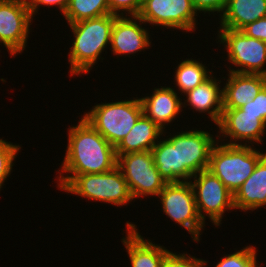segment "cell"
<instances>
[{
	"label": "cell",
	"mask_w": 266,
	"mask_h": 267,
	"mask_svg": "<svg viewBox=\"0 0 266 267\" xmlns=\"http://www.w3.org/2000/svg\"><path fill=\"white\" fill-rule=\"evenodd\" d=\"M67 136L59 175L104 173L117 166L115 147L82 116L77 125L68 126Z\"/></svg>",
	"instance_id": "obj_1"
},
{
	"label": "cell",
	"mask_w": 266,
	"mask_h": 267,
	"mask_svg": "<svg viewBox=\"0 0 266 267\" xmlns=\"http://www.w3.org/2000/svg\"><path fill=\"white\" fill-rule=\"evenodd\" d=\"M117 17L114 14H107L67 25L73 34L67 54L70 75L73 77L87 75L100 60L103 62L105 58L102 54L108 53L107 48L110 49L111 31Z\"/></svg>",
	"instance_id": "obj_2"
},
{
	"label": "cell",
	"mask_w": 266,
	"mask_h": 267,
	"mask_svg": "<svg viewBox=\"0 0 266 267\" xmlns=\"http://www.w3.org/2000/svg\"><path fill=\"white\" fill-rule=\"evenodd\" d=\"M55 179L57 189L90 201L120 208L135 202L118 166L104 173L58 175Z\"/></svg>",
	"instance_id": "obj_3"
},
{
	"label": "cell",
	"mask_w": 266,
	"mask_h": 267,
	"mask_svg": "<svg viewBox=\"0 0 266 267\" xmlns=\"http://www.w3.org/2000/svg\"><path fill=\"white\" fill-rule=\"evenodd\" d=\"M263 151L254 146L228 145L217 141L207 170L235 194L266 155V149Z\"/></svg>",
	"instance_id": "obj_4"
},
{
	"label": "cell",
	"mask_w": 266,
	"mask_h": 267,
	"mask_svg": "<svg viewBox=\"0 0 266 267\" xmlns=\"http://www.w3.org/2000/svg\"><path fill=\"white\" fill-rule=\"evenodd\" d=\"M143 115L140 98L132 97L94 104L81 116L86 119L112 146L116 147Z\"/></svg>",
	"instance_id": "obj_5"
},
{
	"label": "cell",
	"mask_w": 266,
	"mask_h": 267,
	"mask_svg": "<svg viewBox=\"0 0 266 267\" xmlns=\"http://www.w3.org/2000/svg\"><path fill=\"white\" fill-rule=\"evenodd\" d=\"M216 43L226 51L227 71L266 76V43L246 36L241 30L217 29ZM218 40V42H217ZM229 66V67H228ZM236 67V68H235ZM229 69V70H228Z\"/></svg>",
	"instance_id": "obj_6"
},
{
	"label": "cell",
	"mask_w": 266,
	"mask_h": 267,
	"mask_svg": "<svg viewBox=\"0 0 266 267\" xmlns=\"http://www.w3.org/2000/svg\"><path fill=\"white\" fill-rule=\"evenodd\" d=\"M161 211L175 224L190 234L193 242H200L202 231L207 223L200 218L192 185L189 181L167 183L157 195Z\"/></svg>",
	"instance_id": "obj_7"
},
{
	"label": "cell",
	"mask_w": 266,
	"mask_h": 267,
	"mask_svg": "<svg viewBox=\"0 0 266 267\" xmlns=\"http://www.w3.org/2000/svg\"><path fill=\"white\" fill-rule=\"evenodd\" d=\"M189 182L202 221L209 219L215 228L222 225L224 213L235 210L234 194L209 170L194 174Z\"/></svg>",
	"instance_id": "obj_8"
},
{
	"label": "cell",
	"mask_w": 266,
	"mask_h": 267,
	"mask_svg": "<svg viewBox=\"0 0 266 267\" xmlns=\"http://www.w3.org/2000/svg\"><path fill=\"white\" fill-rule=\"evenodd\" d=\"M116 156L117 166L128 184L134 201L139 198L143 199V197H157L167 184L154 164L151 151L131 152Z\"/></svg>",
	"instance_id": "obj_9"
},
{
	"label": "cell",
	"mask_w": 266,
	"mask_h": 267,
	"mask_svg": "<svg viewBox=\"0 0 266 267\" xmlns=\"http://www.w3.org/2000/svg\"><path fill=\"white\" fill-rule=\"evenodd\" d=\"M137 16L148 26L179 30L185 34L196 31L197 18L200 17L191 0H148L142 4Z\"/></svg>",
	"instance_id": "obj_10"
},
{
	"label": "cell",
	"mask_w": 266,
	"mask_h": 267,
	"mask_svg": "<svg viewBox=\"0 0 266 267\" xmlns=\"http://www.w3.org/2000/svg\"><path fill=\"white\" fill-rule=\"evenodd\" d=\"M185 129L178 131L179 182L190 181L194 174L208 169L212 148L218 141L217 132L214 135L205 128Z\"/></svg>",
	"instance_id": "obj_11"
},
{
	"label": "cell",
	"mask_w": 266,
	"mask_h": 267,
	"mask_svg": "<svg viewBox=\"0 0 266 267\" xmlns=\"http://www.w3.org/2000/svg\"><path fill=\"white\" fill-rule=\"evenodd\" d=\"M216 126L218 141L224 144L261 146L266 139V125L258 115L246 113L241 108L223 109L221 120Z\"/></svg>",
	"instance_id": "obj_12"
},
{
	"label": "cell",
	"mask_w": 266,
	"mask_h": 267,
	"mask_svg": "<svg viewBox=\"0 0 266 267\" xmlns=\"http://www.w3.org/2000/svg\"><path fill=\"white\" fill-rule=\"evenodd\" d=\"M33 19L26 2L0 1V45L10 57L26 50Z\"/></svg>",
	"instance_id": "obj_13"
},
{
	"label": "cell",
	"mask_w": 266,
	"mask_h": 267,
	"mask_svg": "<svg viewBox=\"0 0 266 267\" xmlns=\"http://www.w3.org/2000/svg\"><path fill=\"white\" fill-rule=\"evenodd\" d=\"M147 26L138 16H118L115 19L111 31L110 50L116 59L123 56L131 58L136 53L138 55L151 48L153 43L150 38L154 34L150 33Z\"/></svg>",
	"instance_id": "obj_14"
},
{
	"label": "cell",
	"mask_w": 266,
	"mask_h": 267,
	"mask_svg": "<svg viewBox=\"0 0 266 267\" xmlns=\"http://www.w3.org/2000/svg\"><path fill=\"white\" fill-rule=\"evenodd\" d=\"M152 89V94L140 97L143 114L165 131L167 126L168 128L173 126V122L179 119V116L183 118L181 115V112L184 111L182 108L183 100L181 95L170 85H160Z\"/></svg>",
	"instance_id": "obj_15"
},
{
	"label": "cell",
	"mask_w": 266,
	"mask_h": 267,
	"mask_svg": "<svg viewBox=\"0 0 266 267\" xmlns=\"http://www.w3.org/2000/svg\"><path fill=\"white\" fill-rule=\"evenodd\" d=\"M222 82L223 80L212 73L204 82L183 95L182 108L189 106L188 109L192 110L193 114L198 112L204 113L203 116L208 115L207 118L216 126L223 111Z\"/></svg>",
	"instance_id": "obj_16"
},
{
	"label": "cell",
	"mask_w": 266,
	"mask_h": 267,
	"mask_svg": "<svg viewBox=\"0 0 266 267\" xmlns=\"http://www.w3.org/2000/svg\"><path fill=\"white\" fill-rule=\"evenodd\" d=\"M125 224V236L121 242L126 249L130 267H162L169 249L143 237L136 224L129 221Z\"/></svg>",
	"instance_id": "obj_17"
},
{
	"label": "cell",
	"mask_w": 266,
	"mask_h": 267,
	"mask_svg": "<svg viewBox=\"0 0 266 267\" xmlns=\"http://www.w3.org/2000/svg\"><path fill=\"white\" fill-rule=\"evenodd\" d=\"M228 72L222 77L223 109L241 108L250 103L266 85V76L260 74H243Z\"/></svg>",
	"instance_id": "obj_18"
},
{
	"label": "cell",
	"mask_w": 266,
	"mask_h": 267,
	"mask_svg": "<svg viewBox=\"0 0 266 267\" xmlns=\"http://www.w3.org/2000/svg\"><path fill=\"white\" fill-rule=\"evenodd\" d=\"M234 207L246 213L266 207V155L235 192Z\"/></svg>",
	"instance_id": "obj_19"
},
{
	"label": "cell",
	"mask_w": 266,
	"mask_h": 267,
	"mask_svg": "<svg viewBox=\"0 0 266 267\" xmlns=\"http://www.w3.org/2000/svg\"><path fill=\"white\" fill-rule=\"evenodd\" d=\"M263 17H266V0H227L217 28L241 30Z\"/></svg>",
	"instance_id": "obj_20"
},
{
	"label": "cell",
	"mask_w": 266,
	"mask_h": 267,
	"mask_svg": "<svg viewBox=\"0 0 266 267\" xmlns=\"http://www.w3.org/2000/svg\"><path fill=\"white\" fill-rule=\"evenodd\" d=\"M163 132V136L154 145L151 152L154 164L166 183H179L178 132ZM168 134V135H166Z\"/></svg>",
	"instance_id": "obj_21"
},
{
	"label": "cell",
	"mask_w": 266,
	"mask_h": 267,
	"mask_svg": "<svg viewBox=\"0 0 266 267\" xmlns=\"http://www.w3.org/2000/svg\"><path fill=\"white\" fill-rule=\"evenodd\" d=\"M163 132V129L143 114L129 133L115 147L116 155L151 151L163 136Z\"/></svg>",
	"instance_id": "obj_22"
},
{
	"label": "cell",
	"mask_w": 266,
	"mask_h": 267,
	"mask_svg": "<svg viewBox=\"0 0 266 267\" xmlns=\"http://www.w3.org/2000/svg\"><path fill=\"white\" fill-rule=\"evenodd\" d=\"M190 58L187 57L180 62L176 61L177 66L174 68L176 69L173 75L175 80H173L174 86L171 87L176 92L179 91L181 97L196 88L213 73V70L210 71L205 62Z\"/></svg>",
	"instance_id": "obj_23"
},
{
	"label": "cell",
	"mask_w": 266,
	"mask_h": 267,
	"mask_svg": "<svg viewBox=\"0 0 266 267\" xmlns=\"http://www.w3.org/2000/svg\"><path fill=\"white\" fill-rule=\"evenodd\" d=\"M107 14H111L108 0H70L62 17L67 24H72Z\"/></svg>",
	"instance_id": "obj_24"
},
{
	"label": "cell",
	"mask_w": 266,
	"mask_h": 267,
	"mask_svg": "<svg viewBox=\"0 0 266 267\" xmlns=\"http://www.w3.org/2000/svg\"><path fill=\"white\" fill-rule=\"evenodd\" d=\"M243 249L237 250L230 254L221 256L220 261L214 267H262L263 264H258L257 248L254 245H246ZM259 265V266H258Z\"/></svg>",
	"instance_id": "obj_25"
},
{
	"label": "cell",
	"mask_w": 266,
	"mask_h": 267,
	"mask_svg": "<svg viewBox=\"0 0 266 267\" xmlns=\"http://www.w3.org/2000/svg\"><path fill=\"white\" fill-rule=\"evenodd\" d=\"M21 148V145L13 144L0 137V191L7 182V178L11 176L15 159L21 152Z\"/></svg>",
	"instance_id": "obj_26"
},
{
	"label": "cell",
	"mask_w": 266,
	"mask_h": 267,
	"mask_svg": "<svg viewBox=\"0 0 266 267\" xmlns=\"http://www.w3.org/2000/svg\"><path fill=\"white\" fill-rule=\"evenodd\" d=\"M209 260L196 258L187 252L168 251L165 254L162 267H208Z\"/></svg>",
	"instance_id": "obj_27"
},
{
	"label": "cell",
	"mask_w": 266,
	"mask_h": 267,
	"mask_svg": "<svg viewBox=\"0 0 266 267\" xmlns=\"http://www.w3.org/2000/svg\"><path fill=\"white\" fill-rule=\"evenodd\" d=\"M110 13L117 16H137L141 10L140 0H108Z\"/></svg>",
	"instance_id": "obj_28"
},
{
	"label": "cell",
	"mask_w": 266,
	"mask_h": 267,
	"mask_svg": "<svg viewBox=\"0 0 266 267\" xmlns=\"http://www.w3.org/2000/svg\"><path fill=\"white\" fill-rule=\"evenodd\" d=\"M191 2L198 15L202 13L203 16H207L205 15L207 13L209 14L208 16L213 14L214 17L215 15L220 17L225 9L227 0H191Z\"/></svg>",
	"instance_id": "obj_29"
},
{
	"label": "cell",
	"mask_w": 266,
	"mask_h": 267,
	"mask_svg": "<svg viewBox=\"0 0 266 267\" xmlns=\"http://www.w3.org/2000/svg\"><path fill=\"white\" fill-rule=\"evenodd\" d=\"M241 109L246 113L257 114L258 118L266 125V85L252 102L243 105Z\"/></svg>",
	"instance_id": "obj_30"
},
{
	"label": "cell",
	"mask_w": 266,
	"mask_h": 267,
	"mask_svg": "<svg viewBox=\"0 0 266 267\" xmlns=\"http://www.w3.org/2000/svg\"><path fill=\"white\" fill-rule=\"evenodd\" d=\"M70 0H27L26 4L30 10L31 16L34 18L36 14H40V8L47 7L48 10L50 7H55L57 10H60L63 15L65 10L68 7Z\"/></svg>",
	"instance_id": "obj_31"
},
{
	"label": "cell",
	"mask_w": 266,
	"mask_h": 267,
	"mask_svg": "<svg viewBox=\"0 0 266 267\" xmlns=\"http://www.w3.org/2000/svg\"><path fill=\"white\" fill-rule=\"evenodd\" d=\"M241 31L248 37L259 39L266 43V17L246 25Z\"/></svg>",
	"instance_id": "obj_32"
},
{
	"label": "cell",
	"mask_w": 266,
	"mask_h": 267,
	"mask_svg": "<svg viewBox=\"0 0 266 267\" xmlns=\"http://www.w3.org/2000/svg\"><path fill=\"white\" fill-rule=\"evenodd\" d=\"M0 1H16V2H26L27 0H0Z\"/></svg>",
	"instance_id": "obj_33"
},
{
	"label": "cell",
	"mask_w": 266,
	"mask_h": 267,
	"mask_svg": "<svg viewBox=\"0 0 266 267\" xmlns=\"http://www.w3.org/2000/svg\"><path fill=\"white\" fill-rule=\"evenodd\" d=\"M141 1V5L144 3V2H146V1H148V0H140Z\"/></svg>",
	"instance_id": "obj_34"
}]
</instances>
